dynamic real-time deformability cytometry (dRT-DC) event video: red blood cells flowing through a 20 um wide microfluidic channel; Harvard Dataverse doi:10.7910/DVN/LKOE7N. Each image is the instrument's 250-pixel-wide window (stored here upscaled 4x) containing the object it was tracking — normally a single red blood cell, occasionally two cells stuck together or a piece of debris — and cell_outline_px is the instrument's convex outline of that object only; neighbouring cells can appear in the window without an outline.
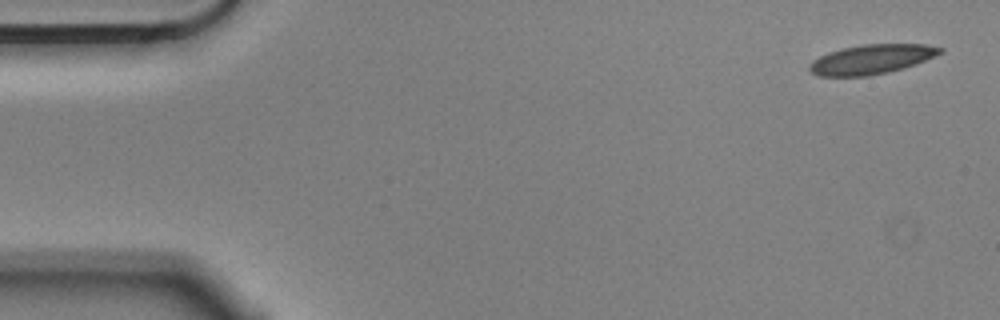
{"species": "Egyptian fruit bat (a non-hibernating species)", "species_latin": "Rousettus aegyptiacus", "temperature_condition": "cold", "stored_images_in_passage": 5, "camera_frame_rate_fps": 3000, "um_per_image_px": 0.085, "animal": {"sex": "male"}, "frame": {"image": 1, "passage_image": 1, "time_ms": 0.0, "image_size_px": [1000, 320], "cell_outline_px": [[944, 52], [916, 64], [904, 68], [888, 72], [868, 76], [820, 76], [812, 72], [808, 68], [808, 64], [812, 60], [828, 52], [840, 48], [860, 44], [924, 44], [944, 48]], "centroid_in_image_um": [74.07, 5.03], "position_along_channel_um": 10.9, "area_um2": 22.66}}
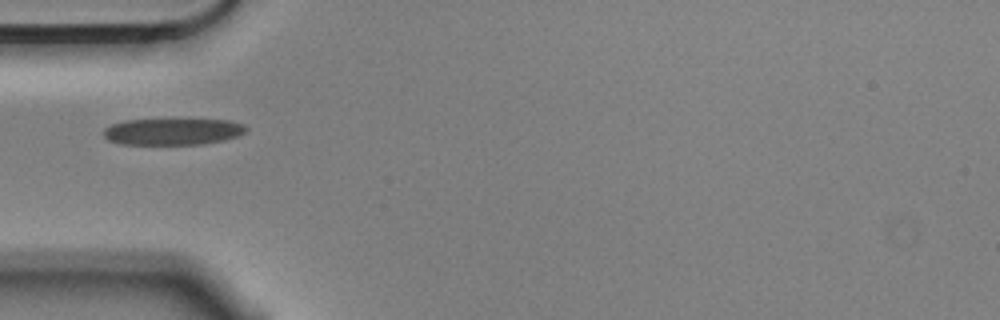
{"frame": {"image": 2, "passage_image": 5, "time_ms": 1.333, "image_size_px": [1000, 320], "cell_outline_px": [[248, 128], [244, 132], [236, 136], [224, 140], [204, 144], [120, 144], [108, 140], [104, 136], [104, 128], [112, 124], [124, 120], [228, 120], [244, 124]], "centroid_in_image_um": [14.67, 11.19], "position_along_channel_um": 70.3, "area_um2": 21.91}}